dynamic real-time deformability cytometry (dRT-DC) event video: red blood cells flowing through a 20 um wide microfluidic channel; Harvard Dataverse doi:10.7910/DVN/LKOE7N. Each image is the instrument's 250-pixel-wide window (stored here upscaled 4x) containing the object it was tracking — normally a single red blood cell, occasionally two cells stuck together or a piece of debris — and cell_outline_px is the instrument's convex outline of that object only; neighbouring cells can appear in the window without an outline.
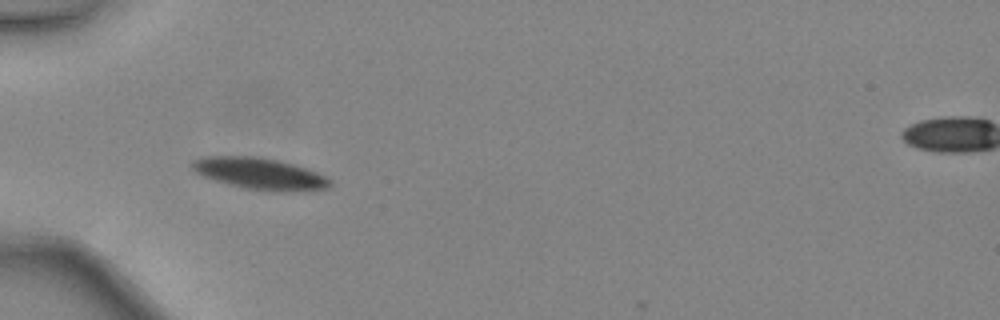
{"species": "common noctule bat (a hibernating species)", "species_latin": "Nyctalus noctula", "temperature_condition": "warm", "stored_images_in_passage": 32, "camera_frame_rate_fps": 3000, "um_per_image_px": 0.085, "animal": {"sex": "female", "body_mass_g": 24.6, "forearm_length_mm": 56.2}, "frame": {"image": 1, "passage_image": 1, "time_ms": 0.0, "image_size_px": [1000, 320], "cell_outline_px": [[332, 184], [328, 188], [304, 192], [284, 192], [244, 188], [228, 184], [204, 176], [196, 172], [192, 168], [192, 160], [204, 156], [256, 156], [276, 160], [292, 164], [316, 172], [332, 180]], "centroid_in_image_um": [22.12, 14.77], "position_along_channel_um": 62.9, "area_um2": 25.32}}
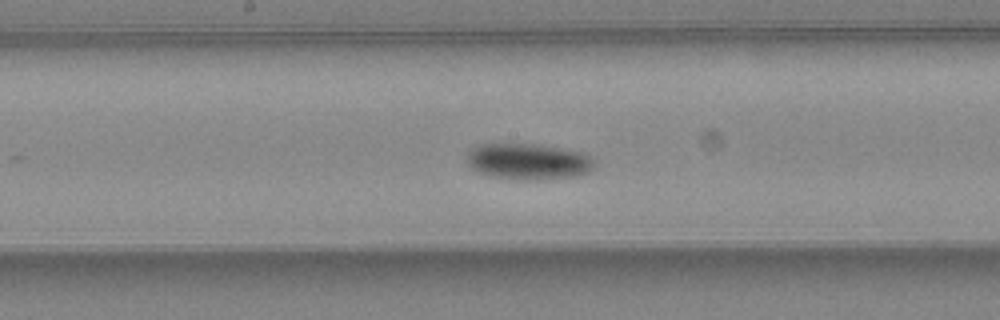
{"frame": {"image": 2, "passage_image": 11, "time_ms": 3.333, "image_size_px": [1000, 320], "cell_outline_px": [[596, 164], [588, 172], [576, 176], [540, 180], [524, 180], [492, 176], [480, 172], [472, 168], [468, 164], [464, 156], [476, 144], [536, 144], [584, 152]], "centroid_in_image_um": [44.88, 13.72], "position_along_channel_um": 203.3, "area_um2": 26.93}}
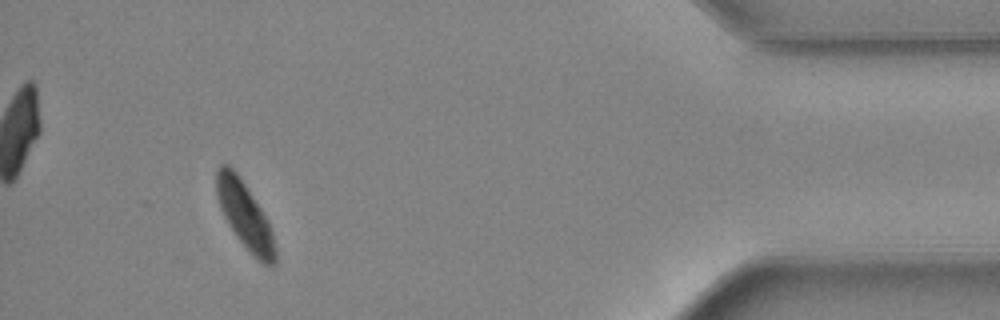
{"frame": {"image": 3, "passage_image": 29, "time_ms": 9.333, "image_size_px": [1000, 320], "cell_outline_px": [[276, 264], [264, 264], [236, 236], [228, 224], [220, 208], [216, 192], [216, 168], [220, 164], [228, 164], [236, 172], [268, 220], [272, 232], [276, 248]], "centroid_in_image_um": [20.79, 18.26], "position_along_channel_um": 414.4, "area_um2": 22.25}, "authors_computed_cell_mechanics": {"area_um2": 25.3164, "velocity_mm_per_s": 4.4126, "shape_relaxation_time_tau1_ms": 2.4588, "shape_relaxation_time_tau2_ms": null, "deformation_change_tau1": 0.0954, "deformation_change_tau2": null}}